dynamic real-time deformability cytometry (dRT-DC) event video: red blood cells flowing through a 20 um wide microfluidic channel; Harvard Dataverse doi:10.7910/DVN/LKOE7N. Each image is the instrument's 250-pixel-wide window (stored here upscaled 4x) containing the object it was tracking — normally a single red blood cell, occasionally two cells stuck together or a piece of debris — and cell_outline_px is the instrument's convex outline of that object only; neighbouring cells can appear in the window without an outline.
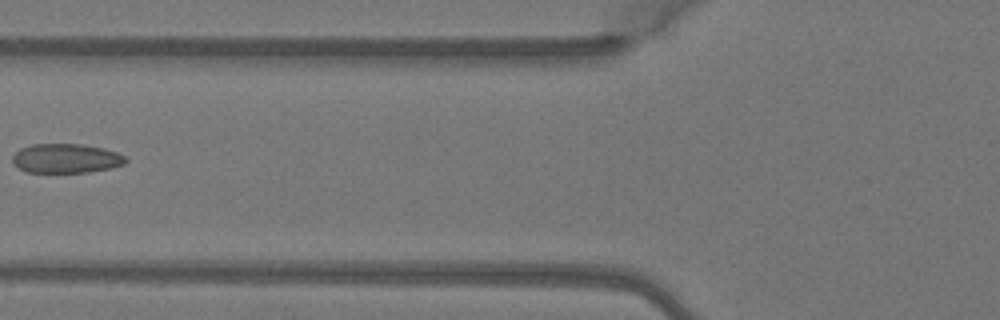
{"species": "Egyptian fruit bat (a non-hibernating species)", "species_latin": "Rousettus aegyptiacus", "temperature_condition": "warm", "stored_images_in_passage": 5, "camera_frame_rate_fps": 3000, "um_per_image_px": 0.085, "animal": {"sex": "female"}, "frame": {"image": 1, "passage_image": 5, "time_ms": 1.333, "image_size_px": [1000, 320], "cell_outline_px": [[128, 160], [124, 164], [112, 168], [88, 172], [28, 172], [20, 168], [12, 160], [12, 156], [20, 148], [32, 144], [80, 144], [104, 148], [128, 156]], "centroid_in_image_um": [5.66, 13.46], "position_along_channel_um": 120.1, "area_um2": 19.36}}